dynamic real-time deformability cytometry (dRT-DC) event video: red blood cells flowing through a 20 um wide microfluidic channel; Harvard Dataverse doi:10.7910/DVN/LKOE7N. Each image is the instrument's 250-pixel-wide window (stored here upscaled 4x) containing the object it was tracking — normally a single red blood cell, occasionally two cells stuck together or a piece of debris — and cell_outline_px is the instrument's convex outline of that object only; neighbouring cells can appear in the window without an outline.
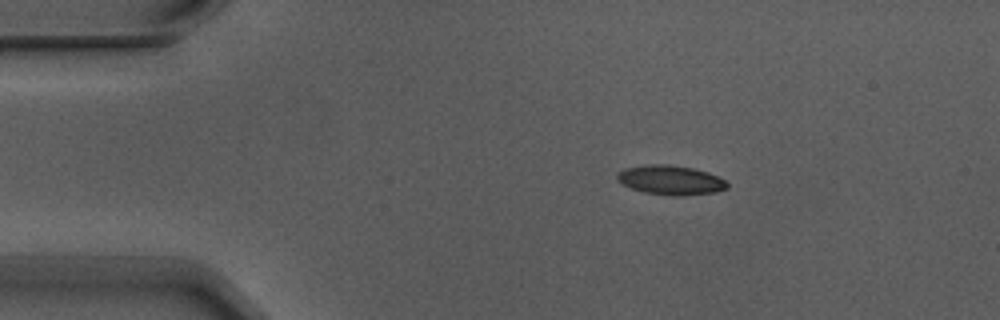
{"species": "Egyptian fruit bat (a non-hibernating species)", "species_latin": "Rousettus aegyptiacus", "temperature_condition": "warm", "stored_images_in_passage": 4, "camera_frame_rate_fps": 3000, "um_per_image_px": 0.085, "animal": {"sex": "male"}, "frame": {"image": 1, "passage_image": 2, "time_ms": 0.333, "image_size_px": [1000, 320], "cell_outline_px": [[728, 188], [716, 192], [676, 196], [672, 196], [644, 192], [632, 188], [624, 184], [616, 176], [624, 168], [648, 164], [668, 164], [692, 168], [708, 172], [724, 180], [728, 184]], "centroid_in_image_um": [57.02, 15.3], "position_along_channel_um": 28.0, "area_um2": 18.61}}
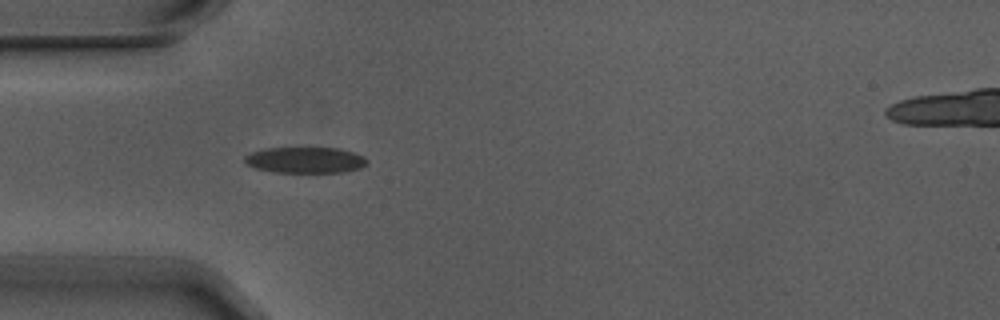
{"frame": {"image": 2, "passage_image": 4, "time_ms": 1.0, "image_size_px": [1000, 320], "cell_outline_px": [[368, 160], [360, 168], [344, 172], [276, 172], [256, 168], [248, 164], [244, 160], [244, 156], [252, 152], [264, 148], [336, 148], [352, 152], [364, 156]], "centroid_in_image_um": [25.94, 13.6], "position_along_channel_um": 59.1, "area_um2": 18.32}}